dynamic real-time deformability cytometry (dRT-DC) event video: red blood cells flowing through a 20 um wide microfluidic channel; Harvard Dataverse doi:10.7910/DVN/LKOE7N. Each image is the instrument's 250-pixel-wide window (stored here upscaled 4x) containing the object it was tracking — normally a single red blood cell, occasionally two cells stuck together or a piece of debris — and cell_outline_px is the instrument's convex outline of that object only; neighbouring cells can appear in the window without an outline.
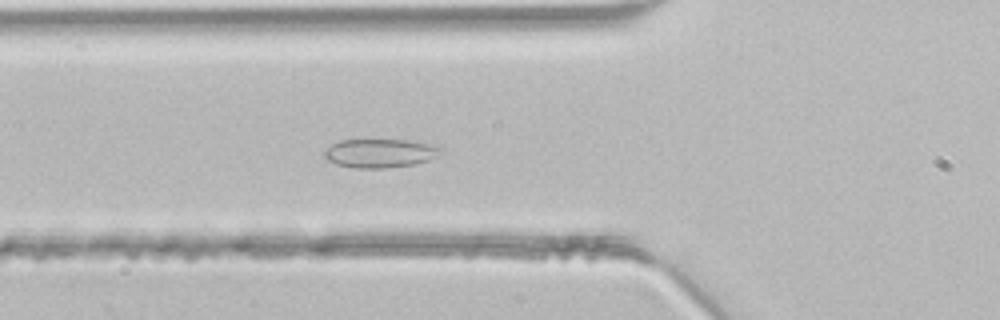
{"species": "common noctule bat (a hibernating species)", "species_latin": "Nyctalus noctula", "temperature_condition": "room temperature", "stored_images_in_passage": 45, "camera_frame_rate_fps": 3000, "um_per_image_px": 0.085, "animal": {"sex": "male", "body_mass_g": 21.5, "forearm_length_mm": 52.0}, "frame": {"image": 1, "passage_image": 16, "time_ms": 5.0, "image_size_px": [1000, 320], "cell_outline_px": [[444, 148], [436, 156], [428, 160], [416, 164], [384, 168], [356, 168], [336, 164], [328, 160], [324, 156], [324, 152], [332, 144], [340, 140], [408, 140], [440, 144]], "centroid_in_image_um": [32.37, 13.01], "position_along_channel_um": 93.4, "area_um2": 19.65}}
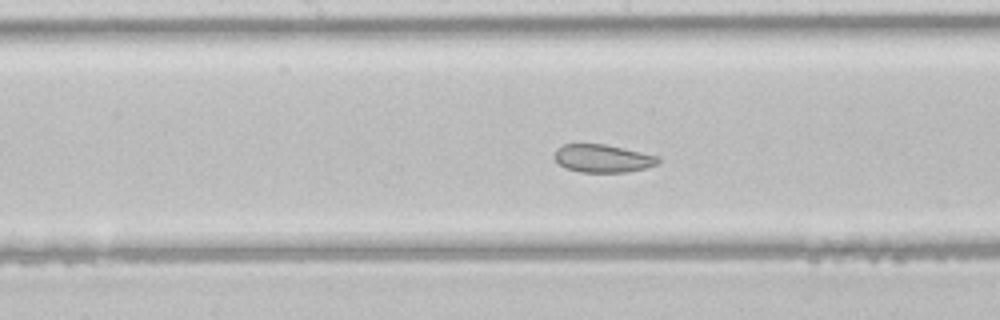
{"frame": {"image": 2, "passage_image": 23, "time_ms": 7.333, "image_size_px": [1000, 320], "cell_outline_px": [[660, 164], [644, 168], [624, 172], [580, 172], [564, 168], [552, 156], [556, 148], [564, 144], [604, 144], [660, 156]], "centroid_in_image_um": [51.22, 13.46], "position_along_channel_um": 197.0, "area_um2": 16.99}}
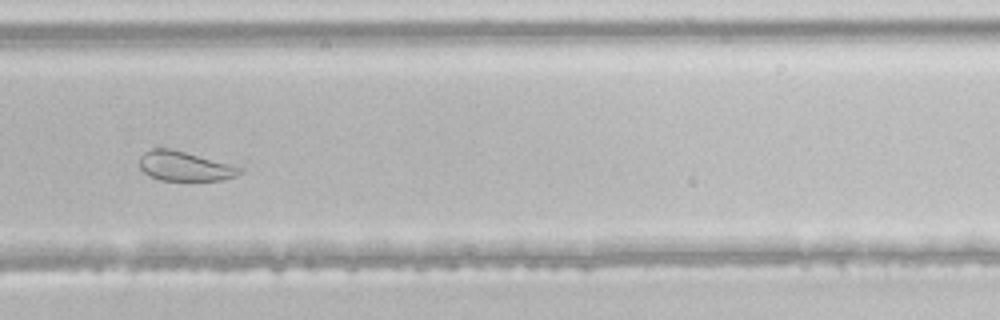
{"frame": {"image": 3, "passage_image": 31, "time_ms": 10.0, "image_size_px": [1000, 320], "cell_outline_px": [[244, 172], [236, 176], [224, 180], [160, 180], [144, 172], [140, 168], [140, 156], [144, 152], [152, 148], [168, 148], [184, 152], [244, 168]], "centroid_in_image_um": [15.71, 14.13], "position_along_channel_um": 314.1, "area_um2": 17.05}}